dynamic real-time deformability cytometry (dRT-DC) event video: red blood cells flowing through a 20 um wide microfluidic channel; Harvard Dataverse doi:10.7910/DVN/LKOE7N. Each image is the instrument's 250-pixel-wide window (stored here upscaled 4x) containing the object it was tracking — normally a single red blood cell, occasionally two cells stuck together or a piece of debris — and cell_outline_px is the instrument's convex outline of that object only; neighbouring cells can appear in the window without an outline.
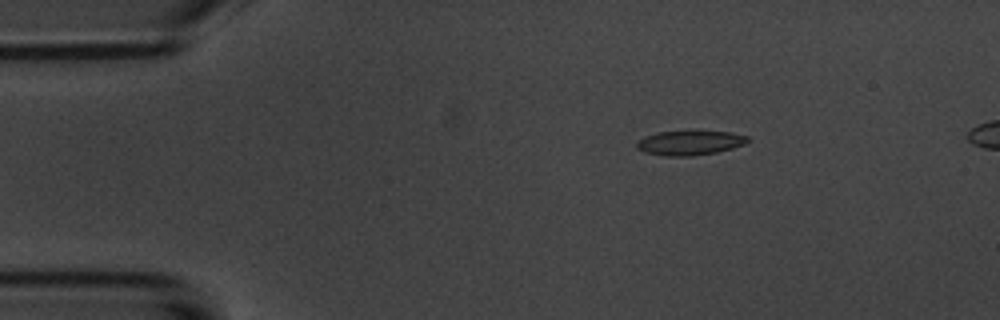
{"species": "common noctule bat (a hibernating species)", "species_latin": "Nyctalus noctula", "temperature_condition": "room temperature", "stored_images_in_passage": 6, "camera_frame_rate_fps": 3000, "um_per_image_px": 0.085, "animal": {"sex": "male", "body_mass_g": 20.1, "forearm_length_mm": 53.5}, "frame": {"image": 1, "passage_image": 3, "time_ms": 2.333, "image_size_px": [1000, 320], "cell_outline_px": [[748, 140], [744, 144], [732, 148], [716, 152], [692, 156], [664, 156], [644, 152], [636, 148], [636, 144], [644, 136], [656, 132], [692, 128], [732, 132], [748, 136]], "centroid_in_image_um": [58.62, 12.08], "position_along_channel_um": 26.4, "area_um2": 16.7}}